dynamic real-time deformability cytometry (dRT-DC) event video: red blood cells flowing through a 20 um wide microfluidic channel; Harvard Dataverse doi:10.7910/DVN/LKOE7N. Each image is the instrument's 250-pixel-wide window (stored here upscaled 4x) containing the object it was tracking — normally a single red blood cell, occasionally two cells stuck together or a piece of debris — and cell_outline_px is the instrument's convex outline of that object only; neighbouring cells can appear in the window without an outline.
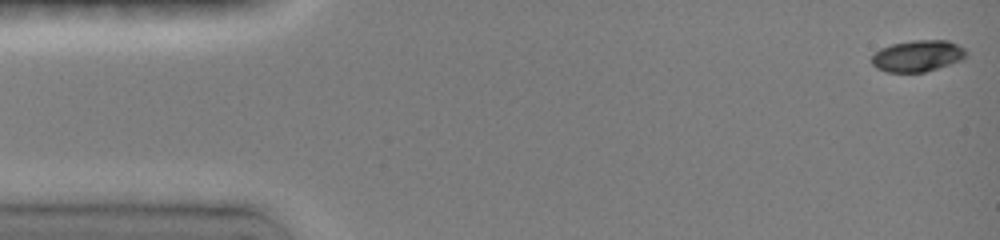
{"species": "common noctule bat (a hibernating species)", "species_latin": "Nyctalus noctula", "temperature_condition": "room temperature", "stored_images_in_passage": 22, "camera_frame_rate_fps": 3000, "um_per_image_px": 0.085, "animal": {"sex": "female", "body_mass_g": 19.0, "forearm_length_mm": 51.5}, "frame": {"image": 1, "passage_image": 1, "time_ms": 0.0, "image_size_px": [1000, 240], "cell_outline_px": [[968, 56], [964, 60], [924, 72], [888, 72], [876, 68], [872, 64], [872, 56], [880, 48], [892, 44], [912, 40], [948, 40], [964, 48], [968, 52]], "centroid_in_image_um": [78.04, 4.75], "position_along_channel_um": 7.0, "area_um2": 17.46}}
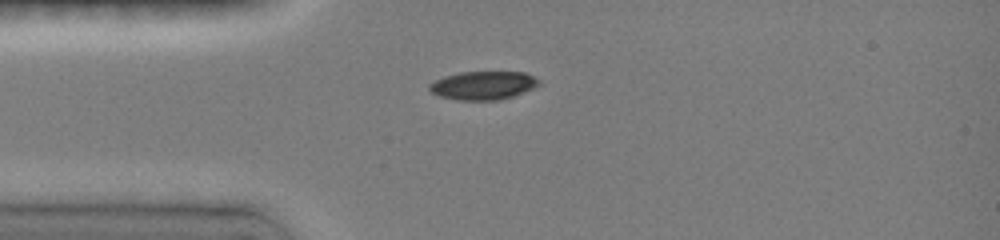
{"frame": {"image": 2, "passage_image": 19, "time_ms": 3.667, "image_size_px": [1000, 240], "cell_outline_px": [[540, 84], [532, 88], [512, 96], [500, 100], [456, 100], [440, 96], [432, 92], [428, 88], [428, 84], [444, 76], [460, 72], [524, 72], [540, 80]], "centroid_in_image_um": [41.04, 7.26], "position_along_channel_um": 44.0, "area_um2": 18.03}}